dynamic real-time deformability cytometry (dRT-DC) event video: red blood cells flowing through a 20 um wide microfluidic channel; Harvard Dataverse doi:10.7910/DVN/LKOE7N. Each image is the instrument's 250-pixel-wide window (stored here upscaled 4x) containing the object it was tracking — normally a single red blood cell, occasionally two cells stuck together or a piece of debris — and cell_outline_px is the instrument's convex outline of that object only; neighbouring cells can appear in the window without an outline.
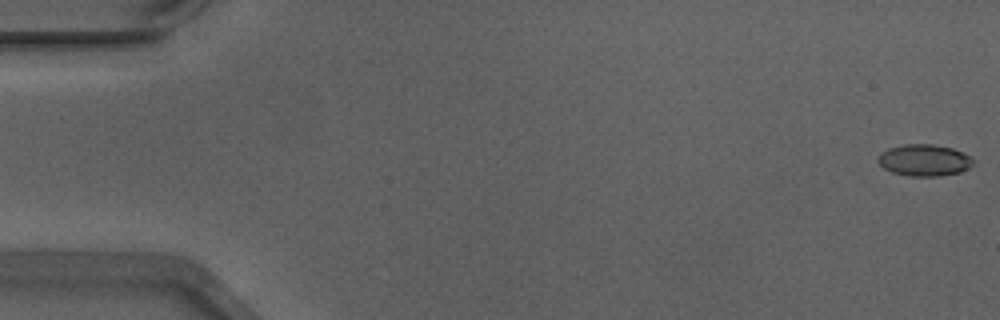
{"species": "Egyptian fruit bat (a non-hibernating species)", "species_latin": "Rousettus aegyptiacus", "temperature_condition": "warm", "stored_images_in_passage": 7, "camera_frame_rate_fps": 3000, "um_per_image_px": 0.085, "animal": {"sex": "male"}, "frame": {"image": 1, "passage_image": 1, "time_ms": 0.0, "image_size_px": [1000, 320], "cell_outline_px": [[976, 160], [968, 168], [960, 172], [940, 176], [912, 176], [892, 172], [884, 168], [876, 160], [880, 152], [888, 148], [904, 144], [932, 144], [952, 148]], "centroid_in_image_um": [78.53, 13.61], "position_along_channel_um": 6.5, "area_um2": 17.51}}